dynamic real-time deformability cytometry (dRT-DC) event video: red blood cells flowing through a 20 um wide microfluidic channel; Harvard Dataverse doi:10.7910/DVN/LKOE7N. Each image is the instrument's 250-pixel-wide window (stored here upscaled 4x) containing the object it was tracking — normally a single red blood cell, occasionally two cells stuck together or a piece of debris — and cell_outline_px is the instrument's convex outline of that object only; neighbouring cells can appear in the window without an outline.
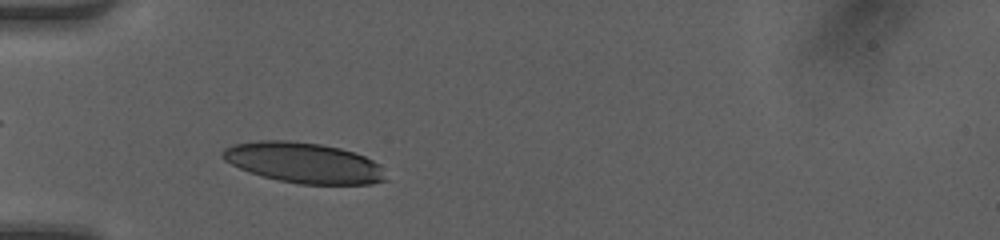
{"species": "human", "species_latin": "Homo sapiens", "temperature_condition": "room temperature", "stored_images_in_passage": 6, "camera_frame_rate_fps": 3000, "um_per_image_px": 0.085, "donor": {"sex": "female"}, "frame": {"image": 1, "passage_image": 4, "time_ms": 1.0, "image_size_px": [1000, 240], "cell_outline_px": [[388, 180], [372, 184], [300, 184], [280, 180], [248, 172], [224, 160], [220, 156], [220, 152], [224, 148], [232, 144], [256, 140], [288, 140], [320, 144], [340, 148], [364, 156], [372, 160], [376, 164]], "centroid_in_image_um": [25.75, 13.82], "position_along_channel_um": 59.3, "area_um2": 38.32}}